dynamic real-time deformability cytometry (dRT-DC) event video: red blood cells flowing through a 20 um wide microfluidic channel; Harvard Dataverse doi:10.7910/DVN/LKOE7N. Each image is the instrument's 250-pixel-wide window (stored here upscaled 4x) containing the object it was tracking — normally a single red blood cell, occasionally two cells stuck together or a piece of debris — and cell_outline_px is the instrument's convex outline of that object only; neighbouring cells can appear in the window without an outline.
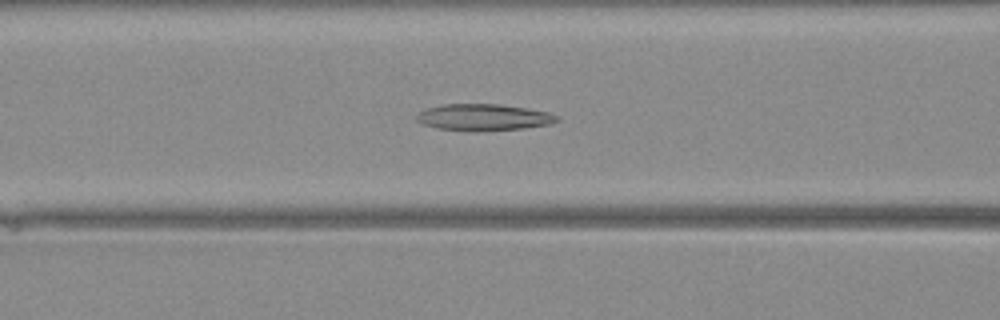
{"species": "Egyptian fruit bat (a non-hibernating species)", "species_latin": "Rousettus aegyptiacus", "temperature_condition": "warm", "stored_images_in_passage": 29, "camera_frame_rate_fps": 3000, "um_per_image_px": 0.085, "animal": {"sex": "female"}, "frame": {"image": 1, "passage_image": 9, "time_ms": 2.667, "image_size_px": [1000, 320], "cell_outline_px": [[560, 120], [548, 124], [524, 128], [436, 128], [424, 124], [416, 120], [416, 116], [420, 112], [428, 108], [440, 104], [500, 104], [528, 108], [548, 112], [560, 116]], "centroid_in_image_um": [41.15, 9.91], "position_along_channel_um": 125.5, "area_um2": 20.63}}
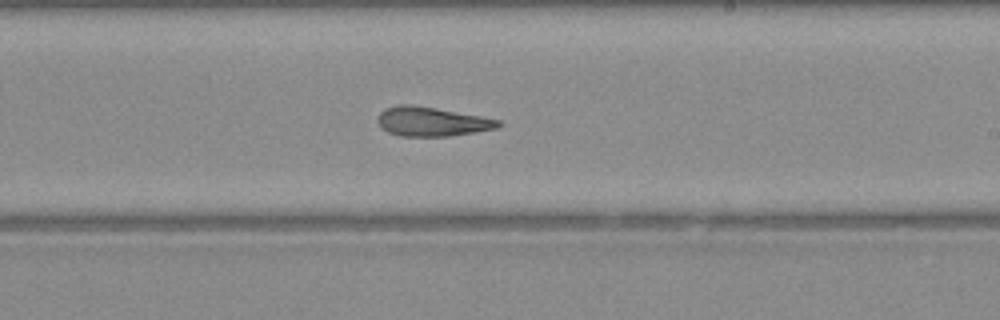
{"frame": {"image": 2, "passage_image": 17, "time_ms": 5.333, "image_size_px": [1000, 320], "cell_outline_px": [[504, 124], [496, 128], [476, 132], [448, 136], [400, 136], [388, 132], [380, 128], [376, 120], [376, 116], [384, 108], [400, 104], [408, 104], [436, 108], [484, 116], [500, 120]], "centroid_in_image_um": [36.69, 10.33], "position_along_channel_um": 252.3, "area_um2": 20.87}}
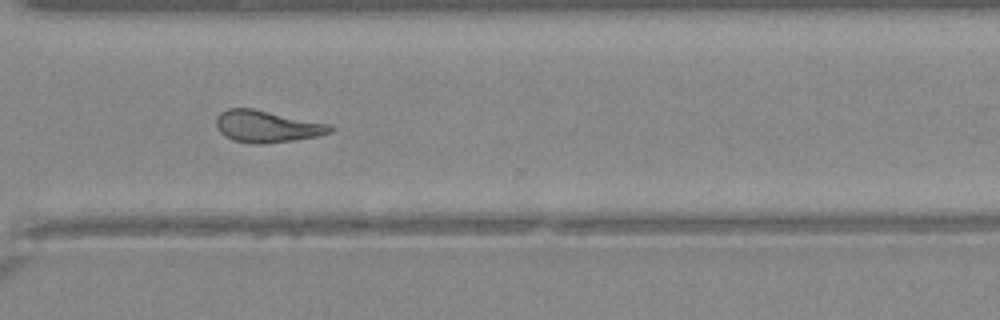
{"frame": {"image": 3, "passage_image": 23, "time_ms": 7.333, "image_size_px": [1000, 320], "cell_outline_px": [[336, 128], [332, 132], [316, 136], [296, 140], [260, 144], [232, 140], [224, 136], [216, 128], [216, 116], [220, 112], [228, 108], [252, 108], [332, 124]], "centroid_in_image_um": [22.7, 10.74], "position_along_channel_um": 347.9, "area_um2": 21.39}}